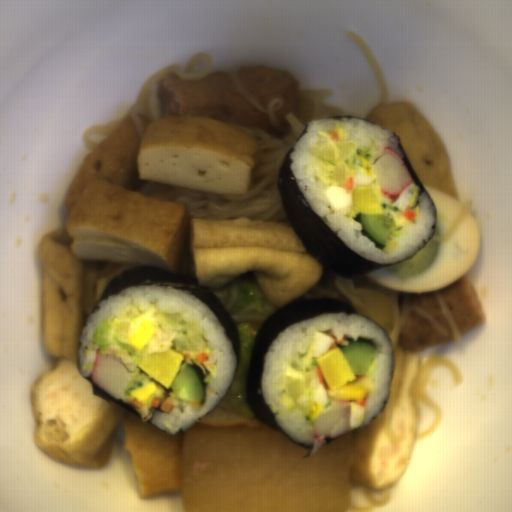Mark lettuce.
<instances>
[{"mask_svg": "<svg viewBox=\"0 0 512 512\" xmlns=\"http://www.w3.org/2000/svg\"><path fill=\"white\" fill-rule=\"evenodd\" d=\"M237 324L240 362L224 395L239 416L255 418L246 399V377L254 339L263 322L277 309L253 273H245L218 289H209Z\"/></svg>", "mask_w": 512, "mask_h": 512, "instance_id": "obj_1", "label": "lettuce"}]
</instances>
